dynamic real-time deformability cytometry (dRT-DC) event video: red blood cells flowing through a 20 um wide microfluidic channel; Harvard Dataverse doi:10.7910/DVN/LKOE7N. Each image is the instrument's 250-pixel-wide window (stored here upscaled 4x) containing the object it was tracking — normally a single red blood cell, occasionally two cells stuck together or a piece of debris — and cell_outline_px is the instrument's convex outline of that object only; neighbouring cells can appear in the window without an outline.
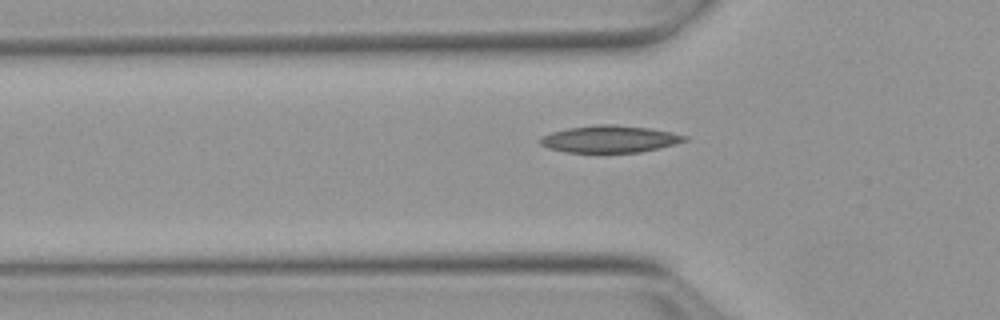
{"species": "Egyptian fruit bat (a non-hibernating species)", "species_latin": "Rousettus aegyptiacus", "temperature_condition": "warm", "stored_images_in_passage": 34, "camera_frame_rate_fps": 3000, "um_per_image_px": 0.085, "animal": {"sex": "female"}, "frame": {"image": 1, "passage_image": 4, "time_ms": 1.0, "image_size_px": [1000, 320], "cell_outline_px": [[688, 140], [640, 152], [564, 152], [548, 148], [540, 144], [540, 136], [552, 132], [568, 128], [596, 124], [616, 124], [648, 128], [688, 136]], "centroid_in_image_um": [51.76, 11.81], "position_along_channel_um": 74.0, "area_um2": 22.54}}
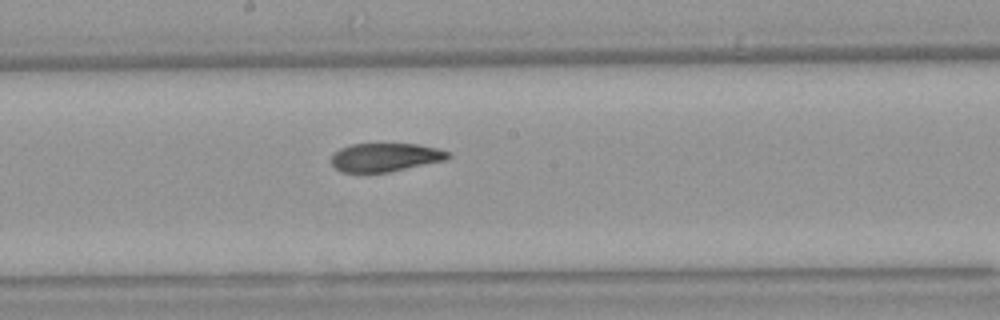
{"frame": {"image": 2, "passage_image": 15, "time_ms": 4.667, "image_size_px": [1000, 320], "cell_outline_px": [[452, 156], [448, 160], [388, 172], [340, 172], [332, 164], [332, 156], [340, 148], [352, 144], [420, 144], [452, 152]], "centroid_in_image_um": [32.82, 13.37], "position_along_channel_um": 215.4, "area_um2": 19.48}}
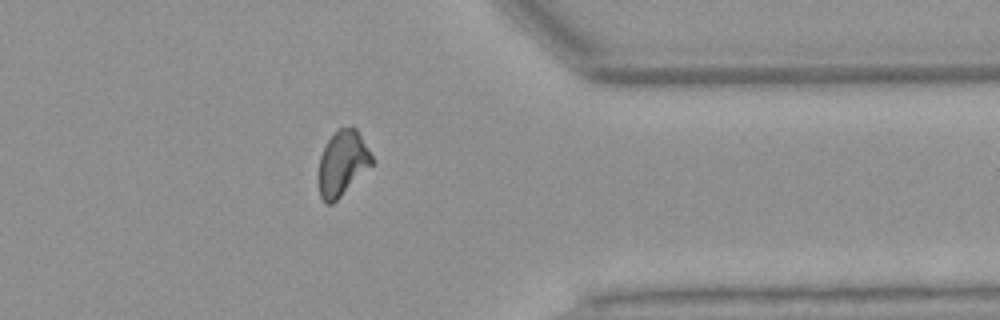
{"frame": {"image": 3, "passage_image": 29, "time_ms": 9.333, "image_size_px": [1000, 320], "cell_outline_px": [[376, 160], [332, 204], [324, 204], [320, 196], [316, 180], [316, 176], [320, 156], [328, 140], [340, 128], [356, 128]], "centroid_in_image_um": [29.07, 13.91], "position_along_channel_um": 382.3, "area_um2": 20.29}, "authors_computed_cell_mechanics": {"area_um2": 20.7502, "velocity_mm_per_s": 3.8503, "shape_relaxation_time_tau1_ms": null, "shape_relaxation_time_tau2_ms": 4.1629, "deformation_change_tau1": null, "deformation_change_tau2": 0.1034}}